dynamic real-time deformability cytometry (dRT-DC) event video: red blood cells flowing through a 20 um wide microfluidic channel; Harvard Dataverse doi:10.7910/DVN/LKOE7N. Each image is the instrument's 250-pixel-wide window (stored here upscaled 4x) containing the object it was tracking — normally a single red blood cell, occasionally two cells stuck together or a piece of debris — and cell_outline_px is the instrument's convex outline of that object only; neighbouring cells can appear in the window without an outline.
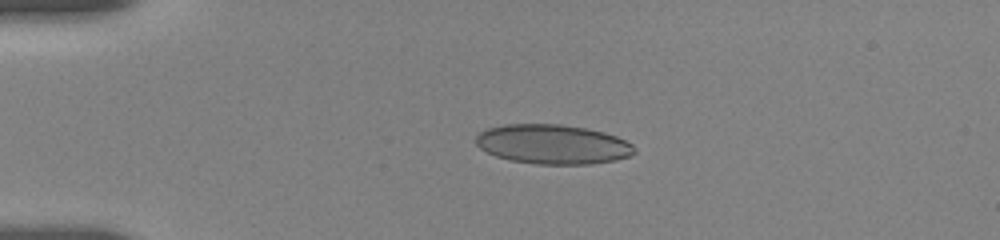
{"species": "human", "species_latin": "Homo sapiens", "temperature_condition": "room temperature", "stored_images_in_passage": 8, "camera_frame_rate_fps": 3000, "um_per_image_px": 0.085, "donor": {"sex": "female"}, "frame": {"image": 1, "passage_image": 5, "time_ms": 3.333, "image_size_px": [1000, 240], "cell_outline_px": [[636, 152], [628, 156], [616, 160], [592, 164], [536, 164], [512, 160], [496, 156], [480, 148], [476, 144], [476, 136], [480, 132], [488, 128], [504, 124], [560, 124], [584, 128], [604, 132], [616, 136], [632, 144], [636, 148]], "centroid_in_image_um": [46.99, 12.26], "position_along_channel_um": 38.0, "area_um2": 36.41}}
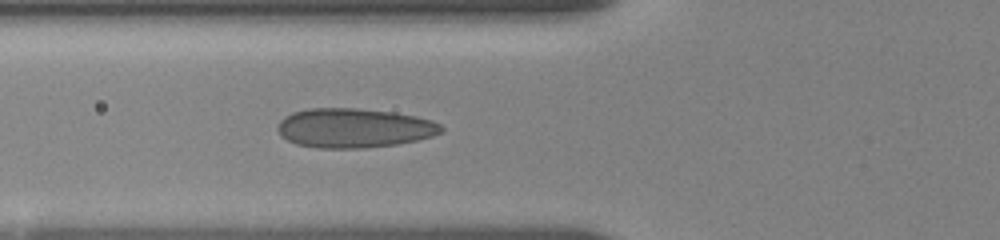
{"frame": {"image": 2, "passage_image": 8, "time_ms": 6.0, "image_size_px": [1000, 240], "cell_outline_px": [[444, 132], [432, 136], [416, 140], [396, 144], [360, 148], [320, 148], [296, 144], [280, 136], [276, 128], [280, 120], [284, 116], [292, 112], [308, 108], [356, 108], [392, 112], [416, 116], [432, 120], [440, 124], [444, 128]], "centroid_in_image_um": [30.07, 10.87], "position_along_channel_um": 95.7, "area_um2": 37.69}}